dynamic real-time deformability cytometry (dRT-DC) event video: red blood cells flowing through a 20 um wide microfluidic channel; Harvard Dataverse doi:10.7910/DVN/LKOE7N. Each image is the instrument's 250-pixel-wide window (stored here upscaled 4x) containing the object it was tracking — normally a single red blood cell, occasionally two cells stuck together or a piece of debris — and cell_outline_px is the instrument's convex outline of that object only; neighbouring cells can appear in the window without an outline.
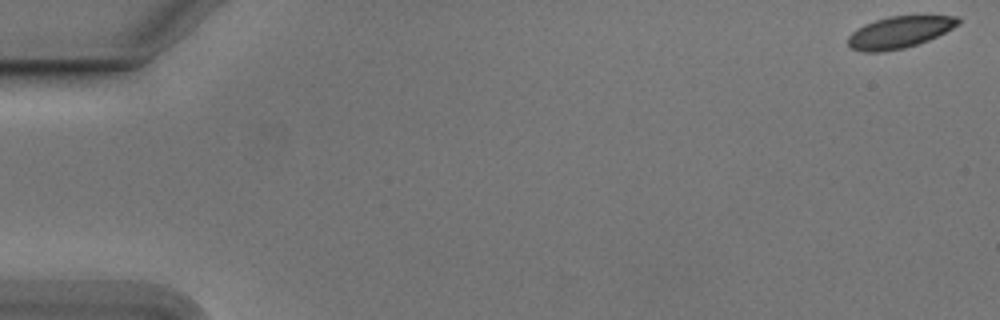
{"species": "Egyptian fruit bat (a non-hibernating species)", "species_latin": "Rousettus aegyptiacus", "temperature_condition": "cold", "stored_images_in_passage": 55, "camera_frame_rate_fps": 3000, "um_per_image_px": 0.085, "animal": {"sex": "male"}, "frame": {"image": 1, "passage_image": 1, "time_ms": 0.0, "image_size_px": [1000, 320], "cell_outline_px": [[960, 24], [928, 40], [904, 48], [884, 52], [864, 52], [852, 48], [848, 44], [848, 36], [856, 28], [864, 24], [888, 16], [956, 16], [960, 20]], "centroid_in_image_um": [76.41, 2.74], "position_along_channel_um": 8.6, "area_um2": 20.23}}
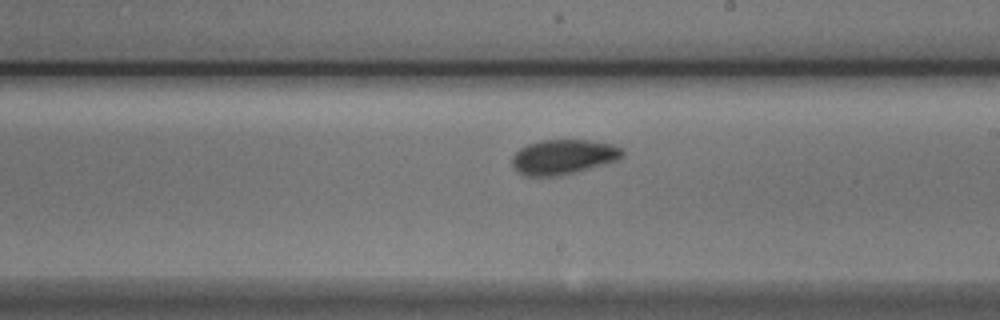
{"frame": {"image": 2, "passage_image": 32, "time_ms": 10.333, "image_size_px": [1000, 320], "cell_outline_px": [[624, 156], [616, 160], [604, 164], [560, 176], [524, 176], [512, 164], [512, 156], [520, 148], [528, 144], [540, 140], [588, 140], [612, 144], [624, 148]], "centroid_in_image_um": [47.9, 13.33], "position_along_channel_um": 241.1, "area_um2": 22.37}}
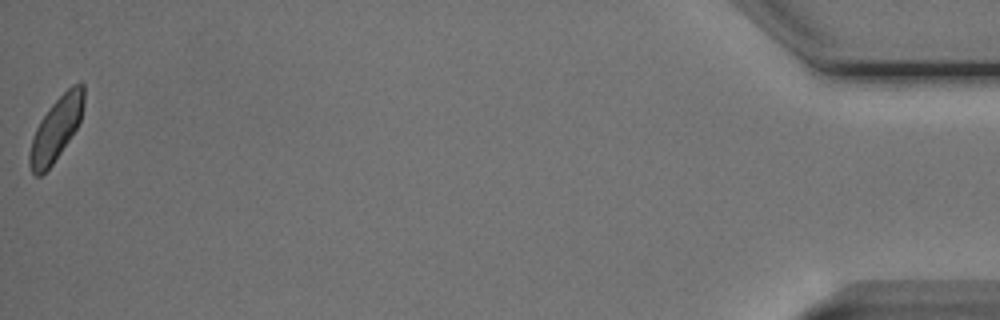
{"frame": {"image": 3, "passage_image": 55, "time_ms": 18.0, "image_size_px": [1000, 320], "cell_outline_px": [[84, 104], [80, 120], [76, 128], [52, 164], [40, 176], [36, 176], [32, 172], [28, 164], [28, 156], [32, 140], [36, 128], [40, 120], [48, 108], [72, 84], [80, 80], [84, 84]], "centroid_in_image_um": [4.77, 10.91], "position_along_channel_um": 430.4, "area_um2": 19.77}, "authors_computed_cell_mechanics": {"area_um2": 21.2126, "velocity_mm_per_s": 3.7387, "shape_relaxation_time_tau1_ms": 3.9592, "shape_relaxation_time_tau2_ms": 1.7377, "deformation_change_tau1": 0.1091, "deformation_change_tau2": 0.0558}}